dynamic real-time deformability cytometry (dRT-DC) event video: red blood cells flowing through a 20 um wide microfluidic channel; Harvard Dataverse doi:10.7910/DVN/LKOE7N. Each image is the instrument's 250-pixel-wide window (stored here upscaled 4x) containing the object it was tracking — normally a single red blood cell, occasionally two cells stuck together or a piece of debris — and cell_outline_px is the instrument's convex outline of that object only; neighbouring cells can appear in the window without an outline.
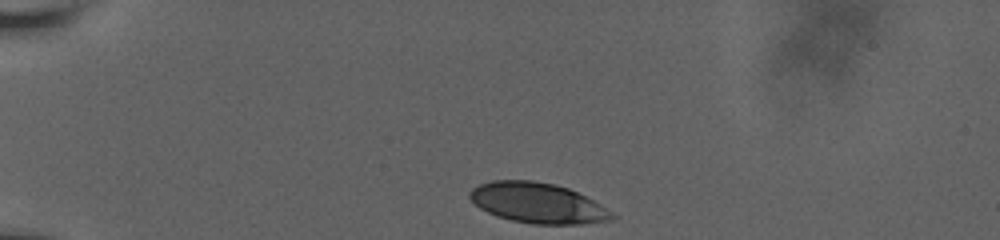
{"species": "human", "species_latin": "Homo sapiens", "temperature_condition": "room temperature", "stored_images_in_passage": 36, "camera_frame_rate_fps": 3000, "um_per_image_px": 0.085, "donor": {"sex": "male"}, "frame": {"image": 1, "passage_image": 1, "time_ms": 0.0, "image_size_px": [1000, 240], "cell_outline_px": [[616, 216], [612, 220], [584, 224], [532, 224], [512, 220], [496, 216], [480, 208], [468, 196], [468, 192], [472, 188], [480, 184], [492, 180], [532, 180], [556, 184], [568, 188], [600, 204], [612, 212]], "centroid_in_image_um": [45.69, 17.25], "position_along_channel_um": 39.3, "area_um2": 33.41}}
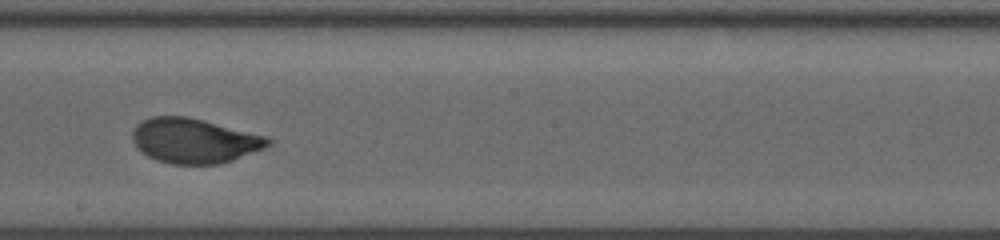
{"frame": {"image": 2, "passage_image": 21, "time_ms": 6.667, "image_size_px": [1000, 240], "cell_outline_px": [[272, 144], [264, 148], [232, 160], [220, 164], [168, 164], [156, 160], [140, 152], [136, 148], [132, 140], [132, 132], [136, 124], [152, 116], [188, 116], [268, 136], [272, 140]], "centroid_in_image_um": [16.5, 11.96], "position_along_channel_um": 231.7, "area_um2": 35.72}}
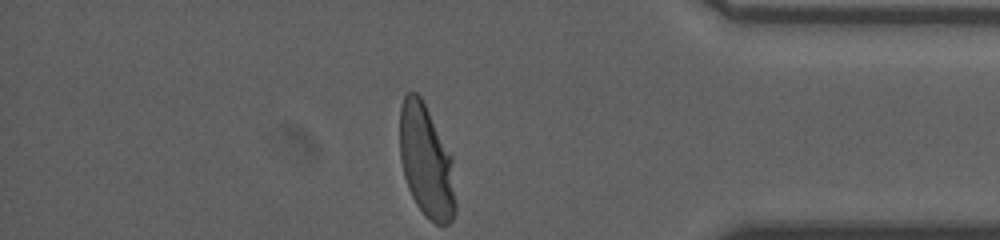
{"frame": {"image": 3, "passage_image": 36, "time_ms": 11.667, "image_size_px": [1000, 240], "cell_outline_px": [[456, 212], [452, 220], [448, 224], [436, 224], [424, 216], [416, 204], [408, 188], [404, 176], [400, 156], [400, 108], [404, 96], [408, 92], [416, 92], [420, 96], [452, 156], [456, 204]], "centroid_in_image_um": [36.24, 13.76], "position_along_channel_um": 399.0, "area_um2": 36.65}, "authors_computed_cell_mechanics": {"area_um2": 35.6337, "velocity_mm_per_s": 3.7799, "shape_relaxation_time_tau1_ms": 3.6621, "shape_relaxation_time_tau2_ms": null, "deformation_change_tau1": 0.1748, "deformation_change_tau2": null}}